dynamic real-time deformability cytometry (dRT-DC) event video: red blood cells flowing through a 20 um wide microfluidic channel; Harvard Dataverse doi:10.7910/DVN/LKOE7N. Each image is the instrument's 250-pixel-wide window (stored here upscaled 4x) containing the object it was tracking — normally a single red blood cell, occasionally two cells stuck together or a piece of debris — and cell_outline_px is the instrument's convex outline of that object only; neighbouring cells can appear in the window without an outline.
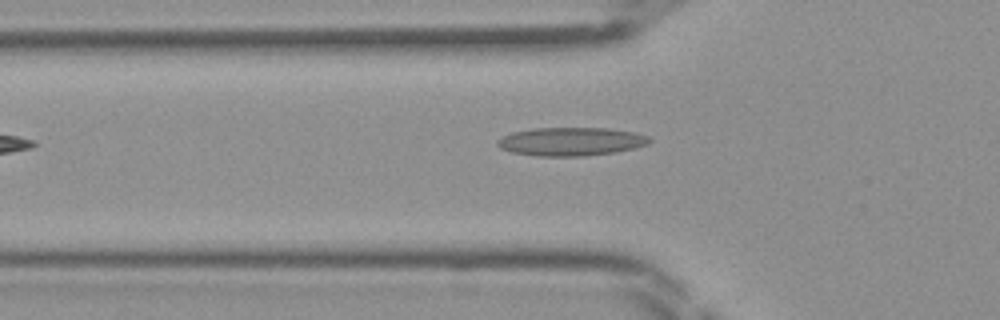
{"species": "Egyptian fruit bat (a non-hibernating species)", "species_latin": "Rousettus aegyptiacus", "temperature_condition": "room temperature", "stored_images_in_passage": 30, "camera_frame_rate_fps": 3000, "um_per_image_px": 0.085, "frame": {"image": 1, "passage_image": 2, "time_ms": 0.333, "image_size_px": [1000, 320], "cell_outline_px": [[652, 140], [648, 144], [616, 152], [580, 156], [536, 156], [512, 152], [500, 148], [496, 144], [496, 140], [512, 132], [532, 128], [608, 128], [636, 132], [648, 136]], "centroid_in_image_um": [48.52, 12.02], "position_along_channel_um": 77.3, "area_um2": 25.2}}
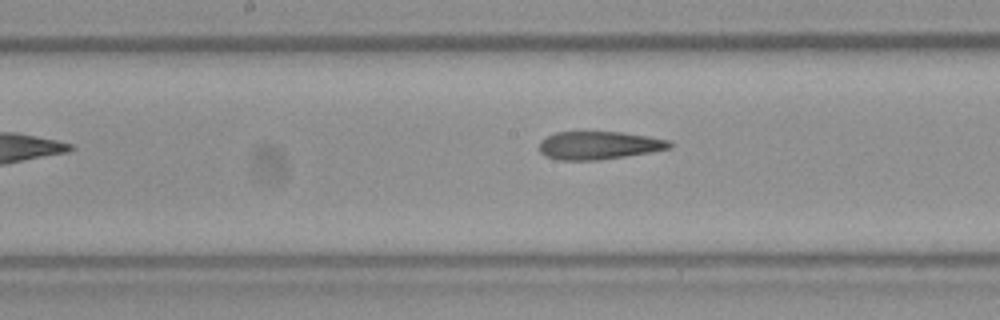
{"frame": {"image": 2, "passage_image": 10, "time_ms": 3.0, "image_size_px": [1000, 320], "cell_outline_px": [[672, 148], [624, 156], [596, 160], [560, 160], [544, 156], [540, 152], [540, 140], [556, 132], [624, 132], [672, 140]], "centroid_in_image_um": [50.92, 12.35], "position_along_channel_um": 197.3, "area_um2": 21.27}}
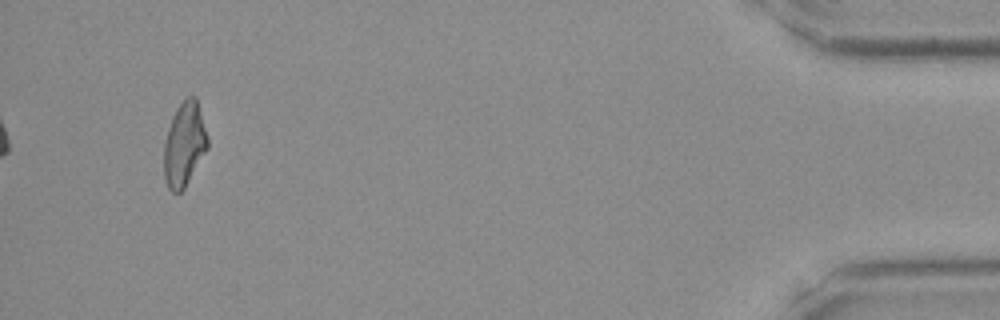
{"frame": {"image": 3, "passage_image": 30, "time_ms": 9.667, "image_size_px": [1000, 320], "cell_outline_px": [[208, 148], [184, 188], [180, 192], [172, 192], [168, 188], [164, 180], [164, 144], [168, 128], [172, 116], [176, 108], [184, 96], [196, 96], [208, 136]], "centroid_in_image_um": [15.66, 12.23], "position_along_channel_um": 419.5, "area_um2": 21.56}}